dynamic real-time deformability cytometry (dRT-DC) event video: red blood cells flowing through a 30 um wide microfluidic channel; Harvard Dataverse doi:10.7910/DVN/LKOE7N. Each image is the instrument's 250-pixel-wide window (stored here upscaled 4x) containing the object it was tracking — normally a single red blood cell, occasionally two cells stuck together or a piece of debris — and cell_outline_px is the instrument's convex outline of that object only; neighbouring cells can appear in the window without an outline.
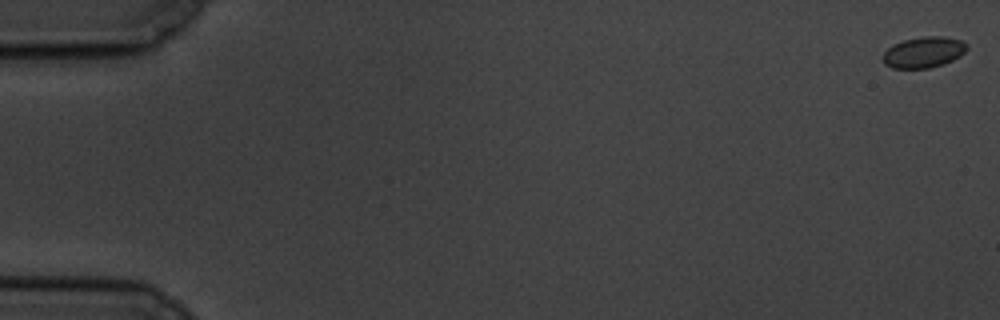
{"species": "common noctule bat (a hibernating species)", "species_latin": "Nyctalus noctula", "temperature_condition": "cold", "stored_images_in_passage": 59, "camera_frame_rate_fps": 3000, "um_per_image_px": 0.085, "animal": {"sex": "male", "body_mass_g": 19.5, "forearm_length_mm": 54.6}, "frame": {"image": 1, "passage_image": 1, "time_ms": 0.0, "image_size_px": [1000, 320], "cell_outline_px": [[968, 48], [960, 56], [944, 64], [928, 68], [892, 68], [884, 64], [884, 52], [892, 44], [904, 40], [924, 36], [944, 36], [964, 40], [968, 44]], "centroid_in_image_um": [78.55, 4.43], "position_along_channel_um": 6.5, "area_um2": 15.26}}
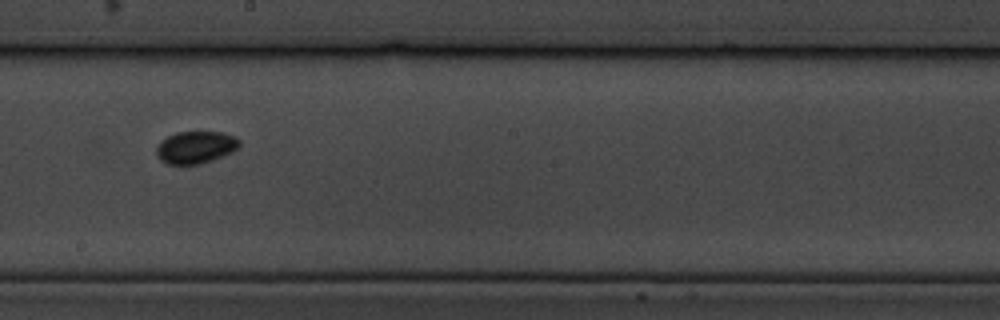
{"frame": {"image": 2, "passage_image": 34, "time_ms": 11.0, "image_size_px": [1000, 320], "cell_outline_px": [[240, 144], [232, 152], [212, 160], [200, 164], [168, 164], [160, 160], [156, 152], [156, 148], [160, 140], [176, 132], [224, 132], [236, 136], [240, 140]], "centroid_in_image_um": [16.63, 12.51], "position_along_channel_um": 231.6, "area_um2": 15.66}}
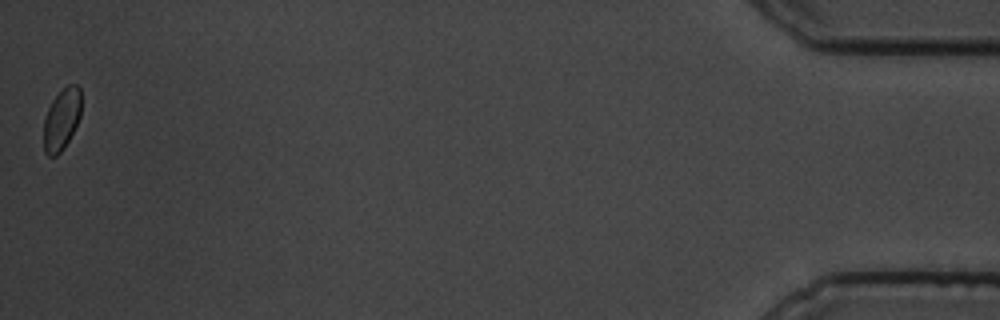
{"frame": {"image": 3, "passage_image": 59, "time_ms": 19.333, "image_size_px": [1000, 320], "cell_outline_px": [[80, 116], [64, 148], [56, 156], [48, 156], [44, 152], [44, 120], [48, 108], [52, 100], [68, 84], [76, 84], [80, 88]], "centroid_in_image_um": [5.22, 10.15], "position_along_channel_um": 430.0, "area_um2": 13.24}}